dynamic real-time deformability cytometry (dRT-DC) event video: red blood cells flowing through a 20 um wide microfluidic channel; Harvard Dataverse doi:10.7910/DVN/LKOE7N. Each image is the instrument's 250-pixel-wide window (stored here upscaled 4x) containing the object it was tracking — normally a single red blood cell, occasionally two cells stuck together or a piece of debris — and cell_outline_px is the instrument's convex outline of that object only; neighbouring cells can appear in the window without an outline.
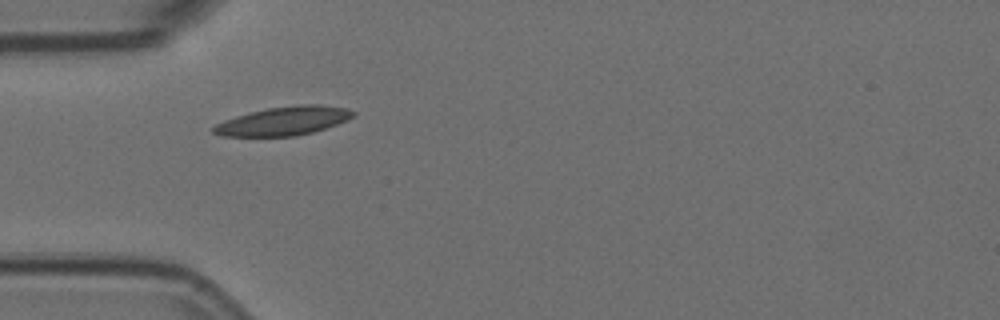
{"species": "Egyptian fruit bat (a non-hibernating species)", "species_latin": "Rousettus aegyptiacus", "temperature_condition": "room temperature", "stored_images_in_passage": 1, "camera_frame_rate_fps": 3000, "um_per_image_px": 0.085, "animal": {"sex": "female"}, "frame": {"image": 1, "passage_image": 1, "time_ms": 0.0, "image_size_px": [1000, 320], "cell_outline_px": [[356, 116], [348, 120], [312, 132], [296, 136], [220, 136], [212, 132], [212, 128], [216, 124], [224, 120], [236, 116], [268, 108], [300, 104], [320, 104], [348, 108], [356, 112]], "centroid_in_image_um": [24.14, 10.28], "position_along_channel_um": 60.9, "area_um2": 23.35}}